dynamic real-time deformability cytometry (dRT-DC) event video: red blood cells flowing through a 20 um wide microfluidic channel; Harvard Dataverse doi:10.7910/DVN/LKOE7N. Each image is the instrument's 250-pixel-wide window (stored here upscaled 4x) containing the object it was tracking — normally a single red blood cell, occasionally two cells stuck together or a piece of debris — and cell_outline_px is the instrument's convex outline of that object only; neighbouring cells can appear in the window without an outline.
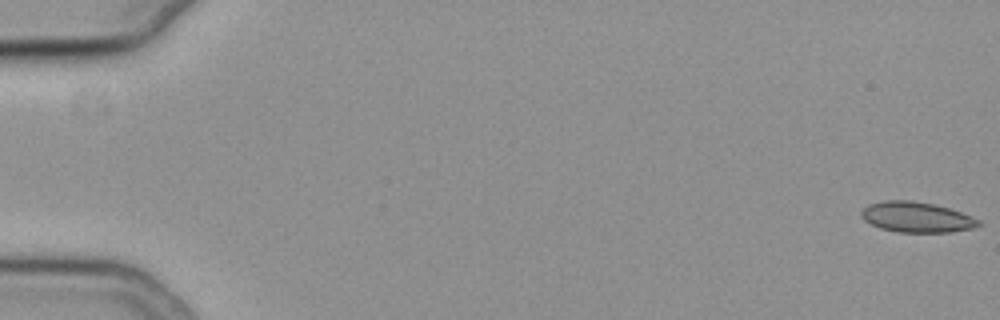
{"species": "common noctule bat (a hibernating species)", "species_latin": "Nyctalus noctula", "temperature_condition": "cold", "stored_images_in_passage": 57, "camera_frame_rate_fps": 3000, "um_per_image_px": 0.085, "animal": {"sex": "female", "body_mass_g": 19.3, "forearm_length_mm": 54.1}, "frame": {"image": 1, "passage_image": 1, "time_ms": 0.0, "image_size_px": [1000, 320], "cell_outline_px": [[984, 224], [976, 228], [948, 232], [900, 232], [880, 228], [864, 220], [860, 216], [860, 212], [868, 204], [884, 200], [912, 200], [932, 204], [948, 208], [972, 216], [980, 220]], "centroid_in_image_um": [77.93, 18.46], "position_along_channel_um": 7.1, "area_um2": 20.87}}
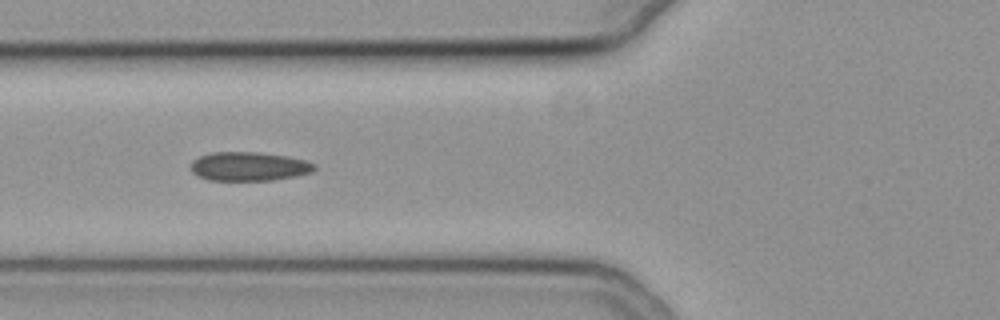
{"frame": {"image": 2, "passage_image": 23, "time_ms": 7.333, "image_size_px": [1000, 320], "cell_outline_px": [[316, 168], [312, 172], [296, 176], [272, 180], [208, 180], [196, 176], [192, 172], [192, 160], [200, 156], [212, 152], [260, 152], [288, 156], [304, 160], [316, 164]], "centroid_in_image_um": [21.17, 14.14], "position_along_channel_um": 104.6, "area_um2": 20.92}}
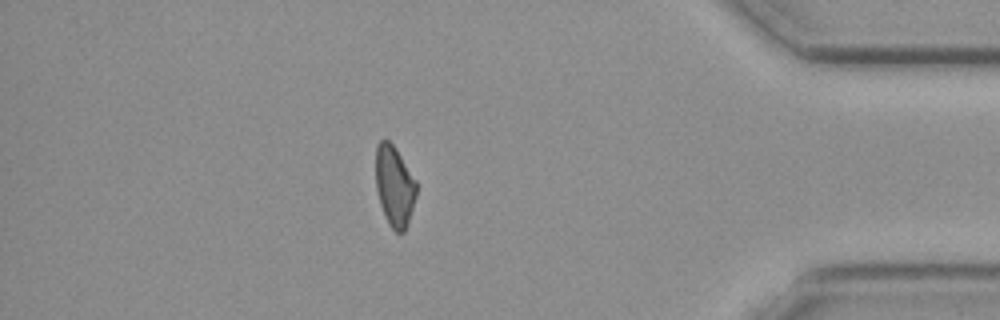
{"frame": {"image": 3, "passage_image": 50, "time_ms": 16.333, "image_size_px": [1000, 320], "cell_outline_px": [[416, 196], [408, 224], [404, 232], [396, 232], [388, 224], [380, 204], [376, 188], [376, 148], [380, 140], [388, 140], [396, 148], [416, 180]], "centroid_in_image_um": [33.53, 15.82], "position_along_channel_um": 401.7, "area_um2": 19.07}, "authors_computed_cell_mechanics": {"area_um2": 20.6924, "velocity_mm_per_s": 3.724, "shape_relaxation_time_tau1_ms": null, "shape_relaxation_time_tau2_ms": 2.7453, "deformation_change_tau1": null, "deformation_change_tau2": 0.0834}}